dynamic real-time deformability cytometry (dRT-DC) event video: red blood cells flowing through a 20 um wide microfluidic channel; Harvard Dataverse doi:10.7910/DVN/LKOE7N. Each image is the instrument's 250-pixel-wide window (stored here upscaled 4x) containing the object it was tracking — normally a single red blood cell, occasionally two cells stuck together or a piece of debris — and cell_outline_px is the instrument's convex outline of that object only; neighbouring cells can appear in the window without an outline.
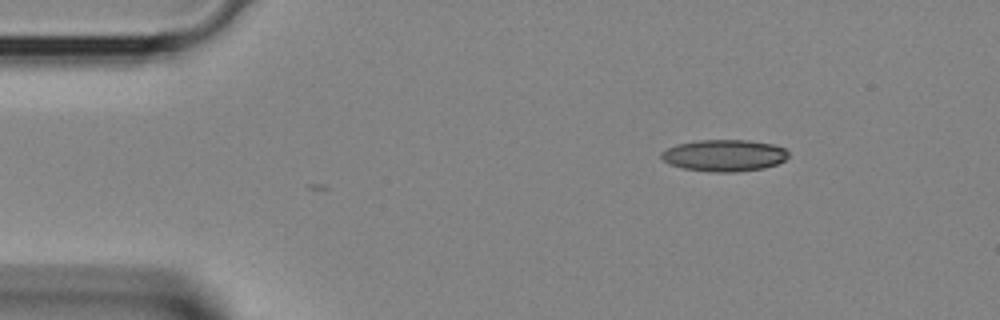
{"species": "Egyptian fruit bat (a non-hibernating species)", "species_latin": "Rousettus aegyptiacus", "temperature_condition": "room temperature", "stored_images_in_passage": 28, "camera_frame_rate_fps": 3000, "um_per_image_px": 0.085, "animal": {"sex": "female"}, "frame": {"image": 1, "passage_image": 1, "time_ms": 0.0, "image_size_px": [1000, 320], "cell_outline_px": [[788, 156], [784, 160], [776, 164], [764, 168], [736, 172], [712, 172], [684, 168], [672, 164], [664, 160], [660, 156], [660, 152], [676, 144], [700, 140], [748, 140], [772, 144], [784, 148], [788, 152]], "centroid_in_image_um": [61.56, 13.21], "position_along_channel_um": 23.4, "area_um2": 23.35}}
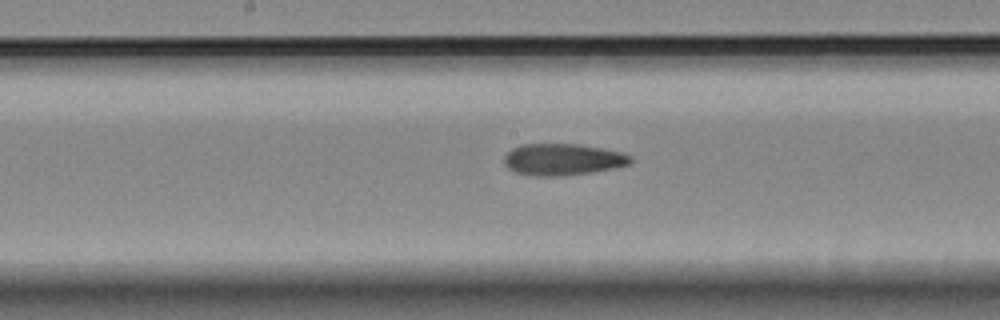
{"frame": {"image": 2, "passage_image": 15, "time_ms": 4.667, "image_size_px": [1000, 320], "cell_outline_px": [[632, 164], [592, 172], [560, 176], [532, 176], [516, 172], [508, 168], [504, 164], [504, 156], [512, 148], [520, 144], [580, 144], [620, 152], [632, 156]], "centroid_in_image_um": [47.81, 13.55], "position_along_channel_um": 200.4, "area_um2": 23.35}}
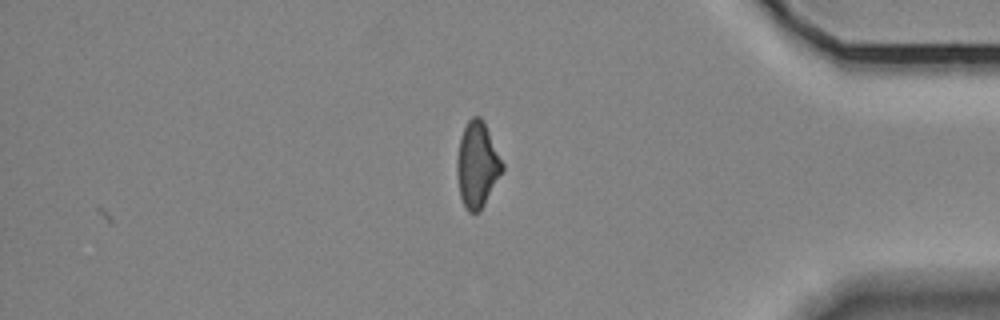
{"frame": {"image": 3, "passage_image": 28, "time_ms": 9.0, "image_size_px": [1000, 320], "cell_outline_px": [[504, 168], [480, 212], [468, 212], [464, 208], [460, 196], [456, 176], [456, 160], [460, 136], [468, 120], [472, 116], [480, 116], [484, 120], [504, 164]], "centroid_in_image_um": [40.55, 13.99], "position_along_channel_um": 394.7, "area_um2": 22.89}}